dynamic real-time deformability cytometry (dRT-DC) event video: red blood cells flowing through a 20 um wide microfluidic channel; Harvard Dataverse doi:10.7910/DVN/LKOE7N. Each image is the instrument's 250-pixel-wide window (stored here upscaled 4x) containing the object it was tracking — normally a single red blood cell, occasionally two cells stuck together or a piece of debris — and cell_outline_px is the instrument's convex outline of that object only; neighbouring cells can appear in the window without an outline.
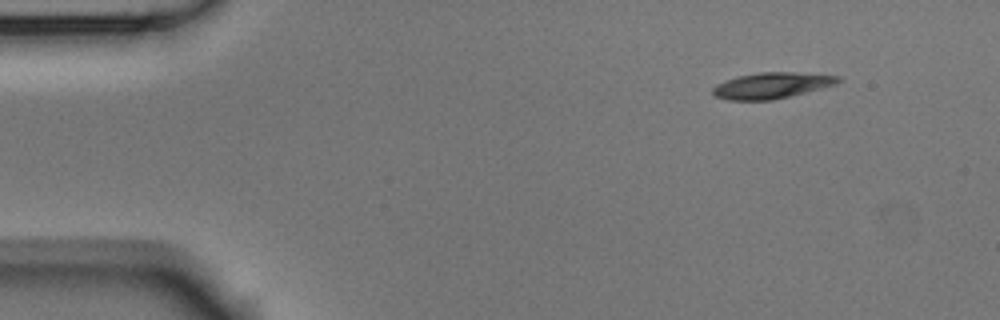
{"species": "Egyptian fruit bat (a non-hibernating species)", "species_latin": "Rousettus aegyptiacus", "temperature_condition": "room temperature", "stored_images_in_passage": 8, "camera_frame_rate_fps": 3000, "um_per_image_px": 0.085, "animal": {"sex": "male"}, "frame": {"image": 1, "passage_image": 1, "time_ms": 0.0, "image_size_px": [1000, 320], "cell_outline_px": [[840, 80], [836, 84], [772, 100], [728, 100], [716, 96], [712, 92], [712, 88], [716, 84], [740, 76], [760, 72], [796, 72], [840, 76]], "centroid_in_image_um": [65.58, 7.26], "position_along_channel_um": 19.4, "area_um2": 18.61}}
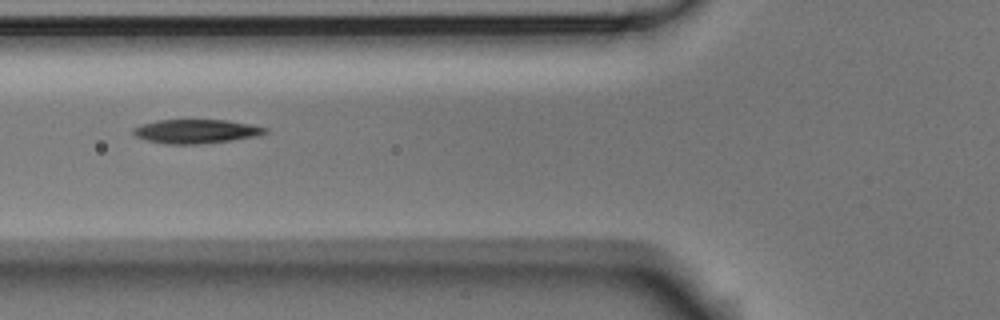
{"frame": {"image": 2, "passage_image": 5, "time_ms": 1.333, "image_size_px": [1000, 320], "cell_outline_px": [[268, 132], [256, 136], [228, 140], [196, 144], [168, 144], [148, 140], [136, 136], [132, 132], [132, 128], [140, 124], [156, 120], [228, 120], [252, 124], [268, 128]], "centroid_in_image_um": [16.65, 11.15], "position_along_channel_um": 109.1, "area_um2": 18.32}}
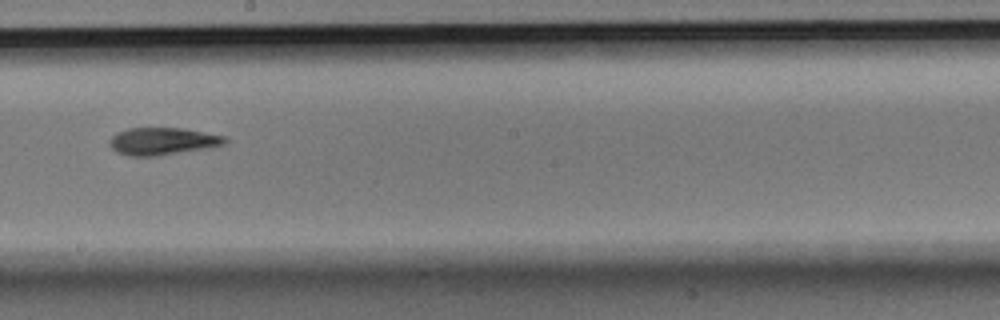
{"frame": {"image": 3, "passage_image": 8, "time_ms": 2.333, "image_size_px": [1000, 320], "cell_outline_px": [[228, 140], [224, 144], [208, 148], [156, 156], [132, 156], [116, 152], [108, 144], [108, 140], [116, 132], [128, 128], [184, 128], [228, 136]], "centroid_in_image_um": [13.82, 11.99], "position_along_channel_um": 234.4, "area_um2": 18.61}}